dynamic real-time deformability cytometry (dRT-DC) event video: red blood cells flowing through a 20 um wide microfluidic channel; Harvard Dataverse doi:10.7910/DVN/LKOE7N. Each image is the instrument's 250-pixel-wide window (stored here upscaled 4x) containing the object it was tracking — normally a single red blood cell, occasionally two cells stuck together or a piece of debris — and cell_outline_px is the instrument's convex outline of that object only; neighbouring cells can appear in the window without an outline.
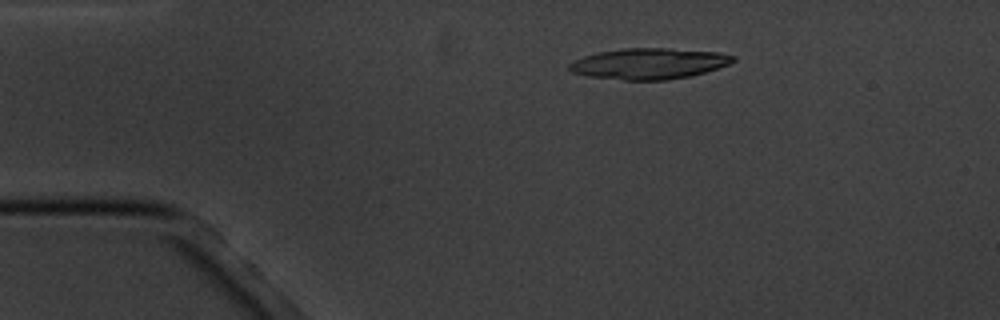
{"species": "common noctule bat (a hibernating species)", "species_latin": "Nyctalus noctula", "temperature_condition": "cold", "stored_images_in_passage": 2, "camera_frame_rate_fps": 3000, "um_per_image_px": 0.085, "animal": {"sex": "male", "body_mass_g": 20.1, "forearm_length_mm": 53.5}, "frame": {"image": 1, "passage_image": 1, "time_ms": 0.0, "image_size_px": [1000, 320], "cell_outline_px": [[736, 60], [728, 64], [704, 72], [688, 76], [664, 80], [624, 80], [588, 76], [572, 72], [568, 68], [568, 64], [584, 56], [600, 52], [624, 48], [668, 48], [720, 52], [736, 56]], "centroid_in_image_um": [55.17, 5.4], "position_along_channel_um": 29.8, "area_um2": 29.3}}